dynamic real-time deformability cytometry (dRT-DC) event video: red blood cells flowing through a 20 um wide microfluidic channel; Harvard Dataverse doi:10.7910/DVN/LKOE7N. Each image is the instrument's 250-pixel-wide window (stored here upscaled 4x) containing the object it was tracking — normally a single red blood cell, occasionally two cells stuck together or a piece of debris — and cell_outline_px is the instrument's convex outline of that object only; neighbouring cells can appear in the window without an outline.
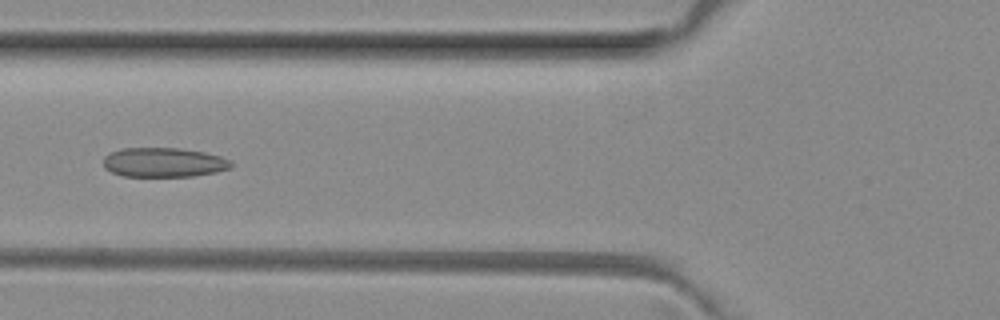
{"species": "common noctule bat (a hibernating species)", "species_latin": "Nyctalus noctula", "temperature_condition": "room temperature", "stored_images_in_passage": 50, "camera_frame_rate_fps": 3000, "um_per_image_px": 0.085, "animal": {"sex": "female", "body_mass_g": 29.2, "forearm_length_mm": 56.3}, "frame": {"image": 1, "passage_image": 19, "time_ms": 6.0, "image_size_px": [1000, 320], "cell_outline_px": [[232, 164], [228, 168], [216, 172], [192, 176], [124, 176], [112, 172], [104, 168], [104, 156], [108, 152], [120, 148], [180, 148], [204, 152], [220, 156], [232, 160]], "centroid_in_image_um": [13.89, 13.79], "position_along_channel_um": 111.9, "area_um2": 21.96}}
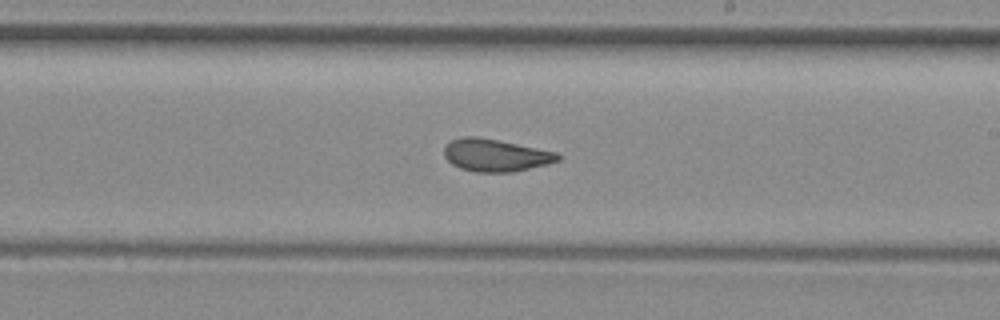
{"frame": {"image": 2, "passage_image": 29, "time_ms": 9.333, "image_size_px": [1000, 320], "cell_outline_px": [[560, 160], [548, 164], [512, 172], [476, 172], [460, 168], [452, 164], [444, 156], [444, 148], [452, 140], [460, 136], [476, 136], [500, 140], [556, 152], [560, 156]], "centroid_in_image_um": [42.11, 13.19], "position_along_channel_um": 246.9, "area_um2": 21.5}}
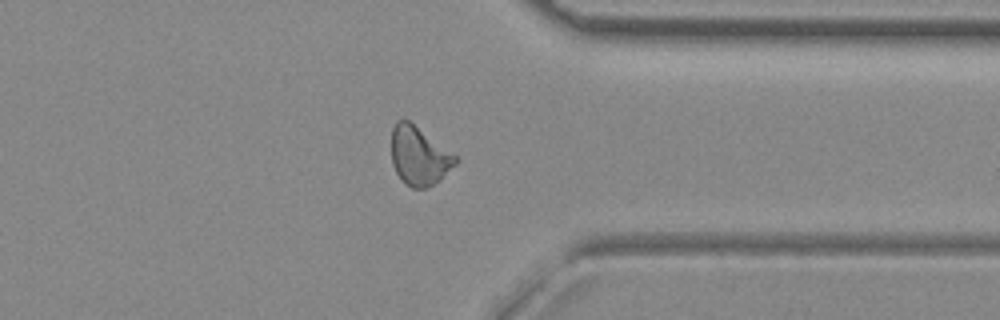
{"frame": {"image": 3, "passage_image": 39, "time_ms": 12.667, "image_size_px": [1000, 320], "cell_outline_px": [[456, 164], [440, 180], [424, 188], [412, 188], [404, 184], [396, 172], [392, 164], [392, 128], [396, 120], [408, 120], [456, 156]], "centroid_in_image_um": [35.59, 13.27], "position_along_channel_um": 375.8, "area_um2": 21.5}, "authors_computed_cell_mechanics": {"area_um2": 22.0507, "velocity_mm_per_s": 4.0422, "shape_relaxation_time_tau1_ms": null, "shape_relaxation_time_tau2_ms": 1.8743, "deformation_change_tau1": null, "deformation_change_tau2": 0.098}}